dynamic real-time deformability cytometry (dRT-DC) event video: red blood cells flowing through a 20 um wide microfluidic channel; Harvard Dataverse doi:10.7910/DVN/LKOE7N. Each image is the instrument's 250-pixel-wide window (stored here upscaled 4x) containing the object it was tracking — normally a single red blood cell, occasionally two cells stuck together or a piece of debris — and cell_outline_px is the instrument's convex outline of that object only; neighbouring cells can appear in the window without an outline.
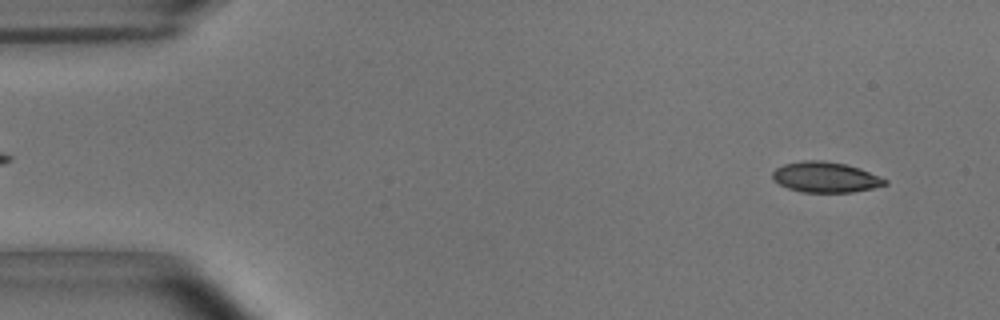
{"species": "common noctule bat (a hibernating species)", "species_latin": "Nyctalus noctula", "temperature_condition": "room temperature", "stored_images_in_passage": 52, "camera_frame_rate_fps": 3000, "um_per_image_px": 0.085, "animal": {"sex": "male", "body_mass_g": 15.6}, "frame": {"image": 1, "passage_image": 3, "time_ms": 0.667, "image_size_px": [1000, 320], "cell_outline_px": [[888, 184], [872, 188], [852, 192], [800, 192], [788, 188], [772, 180], [772, 172], [776, 168], [784, 164], [804, 160], [820, 160], [844, 164], [860, 168], [888, 180]], "centroid_in_image_um": [70.15, 15.06], "position_along_channel_um": 14.9, "area_um2": 19.94}}
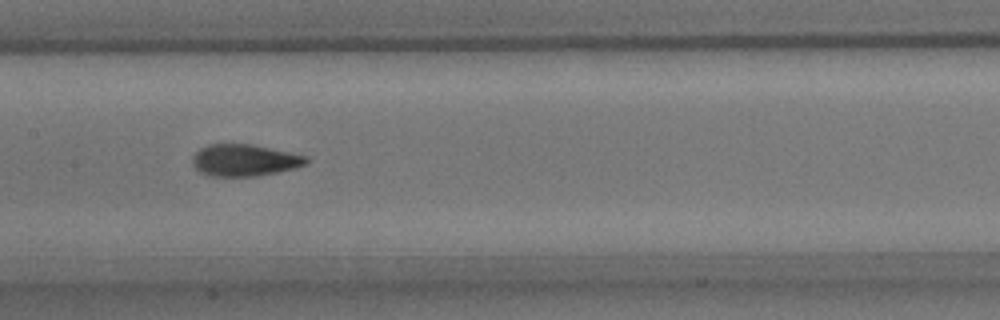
{"frame": {"image": 2, "passage_image": 25, "time_ms": 8.0, "image_size_px": [1000, 320], "cell_outline_px": [[308, 164], [276, 172], [256, 176], [208, 176], [200, 172], [192, 164], [192, 156], [200, 148], [208, 144], [252, 144], [308, 156]], "centroid_in_image_um": [20.76, 13.61], "position_along_channel_um": 186.6, "area_um2": 21.1}}
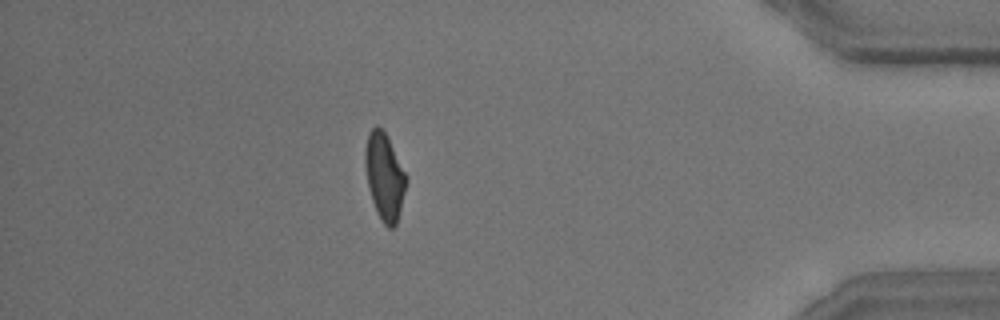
{"frame": {"image": 3, "passage_image": 46, "time_ms": 15.0, "image_size_px": [1000, 320], "cell_outline_px": [[408, 180], [396, 224], [392, 228], [388, 228], [384, 224], [376, 212], [372, 200], [368, 184], [364, 164], [364, 148], [368, 132], [376, 124], [384, 132], [408, 176]], "centroid_in_image_um": [32.67, 14.99], "position_along_channel_um": 402.5, "area_um2": 20.75}, "authors_computed_cell_mechanics": {"area_um2": 20.7502, "velocity_mm_per_s": 3.7024, "shape_relaxation_time_tau1_ms": 5.0329, "shape_relaxation_time_tau2_ms": 1.6728, "deformation_change_tau1": 0.1672, "deformation_change_tau2": 0.0838}}